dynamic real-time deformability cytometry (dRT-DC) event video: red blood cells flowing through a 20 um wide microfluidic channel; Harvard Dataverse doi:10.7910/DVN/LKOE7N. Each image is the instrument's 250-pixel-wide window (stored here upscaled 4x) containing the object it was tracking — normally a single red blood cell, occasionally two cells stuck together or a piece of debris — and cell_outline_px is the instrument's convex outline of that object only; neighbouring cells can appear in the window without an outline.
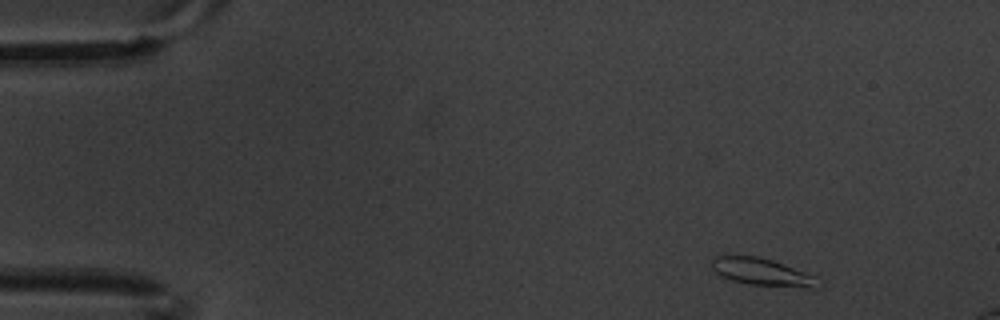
{"species": "common noctule bat (a hibernating species)", "species_latin": "Nyctalus noctula", "temperature_condition": "warm", "stored_images_in_passage": 5, "camera_frame_rate_fps": 3000, "um_per_image_px": 0.085, "animal": {"sex": "male", "body_mass_g": 20.1, "forearm_length_mm": 53.5}, "frame": {"image": 1, "passage_image": 1, "time_ms": 0.0, "image_size_px": [1000, 320], "cell_outline_px": [[820, 288], [808, 288], [748, 284], [732, 280], [716, 272], [712, 268], [712, 260], [716, 256], [756, 256], [772, 260], [784, 264], [812, 276]], "centroid_in_image_um": [64.74, 23.12], "position_along_channel_um": 20.3, "area_um2": 16.36}}